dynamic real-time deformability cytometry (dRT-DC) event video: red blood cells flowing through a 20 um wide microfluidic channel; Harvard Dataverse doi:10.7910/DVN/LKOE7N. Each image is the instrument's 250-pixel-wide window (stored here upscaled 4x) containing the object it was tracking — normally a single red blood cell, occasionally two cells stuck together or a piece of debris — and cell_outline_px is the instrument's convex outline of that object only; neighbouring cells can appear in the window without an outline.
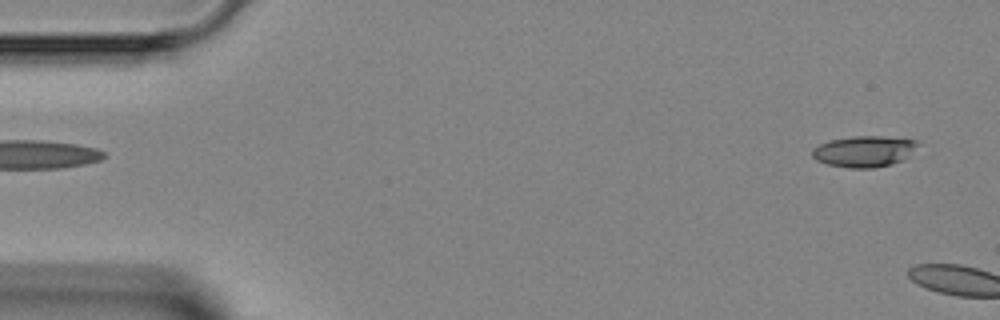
{"species": "Egyptian fruit bat (a non-hibernating species)", "species_latin": "Rousettus aegyptiacus", "temperature_condition": "room temperature", "stored_images_in_passage": 2, "camera_frame_rate_fps": 3000, "um_per_image_px": 0.085, "animal": {"sex": "female"}, "frame": {"image": 1, "passage_image": 1, "time_ms": 0.0, "image_size_px": [1000, 320], "cell_outline_px": [[920, 144], [904, 160], [892, 164], [872, 168], [848, 168], [828, 164], [816, 160], [812, 156], [812, 148], [828, 140], [852, 136], [884, 136], [916, 140]], "centroid_in_image_um": [73.45, 12.86], "position_along_channel_um": 11.5, "area_um2": 19.31}}